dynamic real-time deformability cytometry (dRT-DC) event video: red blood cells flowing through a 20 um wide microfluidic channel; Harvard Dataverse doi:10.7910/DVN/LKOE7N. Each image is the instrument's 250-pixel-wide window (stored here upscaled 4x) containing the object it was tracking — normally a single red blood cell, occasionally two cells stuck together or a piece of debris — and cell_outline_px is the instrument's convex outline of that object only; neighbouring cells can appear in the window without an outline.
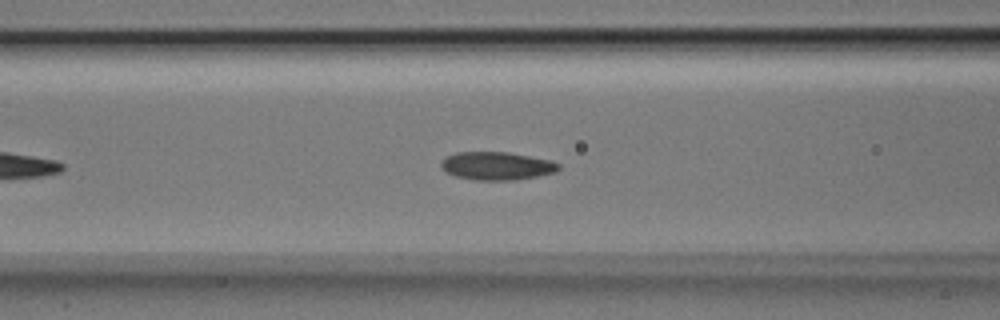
{"species": "Egyptian fruit bat (a non-hibernating species)", "species_latin": "Rousettus aegyptiacus", "temperature_condition": "room temperature", "stored_images_in_passage": 27, "camera_frame_rate_fps": 3000, "um_per_image_px": 0.085, "animal": {"sex": "male"}, "frame": {"image": 1, "passage_image": 11, "time_ms": 3.333, "image_size_px": [1000, 320], "cell_outline_px": [[560, 168], [556, 172], [516, 180], [472, 180], [456, 176], [444, 172], [440, 164], [440, 160], [444, 156], [456, 152], [508, 152], [552, 160], [560, 164]], "centroid_in_image_um": [42.19, 14.1], "position_along_channel_um": 124.4, "area_um2": 19.54}}
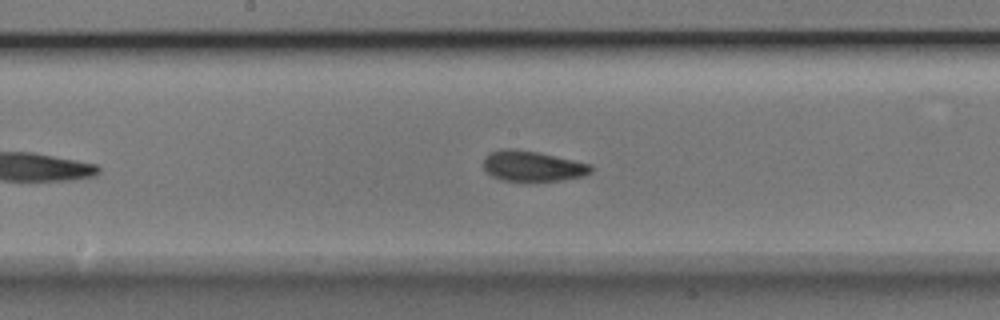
{"frame": {"image": 2, "passage_image": 17, "time_ms": 5.333, "image_size_px": [1000, 320], "cell_outline_px": [[592, 172], [584, 176], [560, 180], [504, 180], [492, 176], [484, 168], [484, 156], [488, 152], [500, 148], [516, 148], [540, 152], [592, 164]], "centroid_in_image_um": [45.26, 14.08], "position_along_channel_um": 202.9, "area_um2": 19.19}}
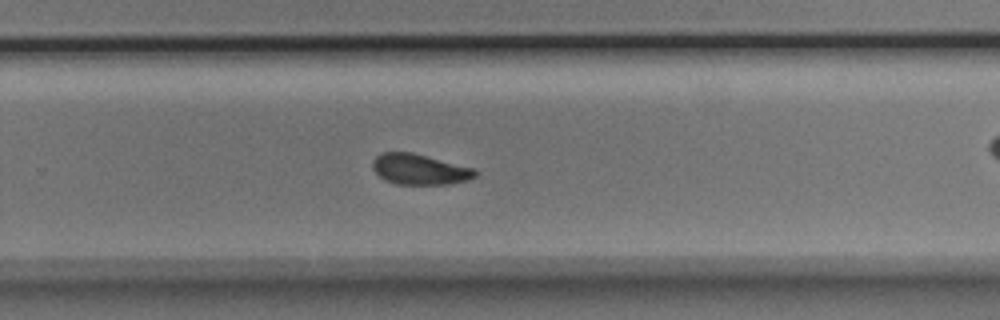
{"frame": {"image": 3, "passage_image": 24, "time_ms": 7.667, "image_size_px": [1000, 320], "cell_outline_px": [[480, 172], [476, 176], [468, 180], [448, 184], [396, 184], [384, 180], [372, 168], [372, 160], [380, 152], [412, 152], [476, 168]], "centroid_in_image_um": [35.69, 14.38], "position_along_channel_um": 294.1, "area_um2": 18.55}}